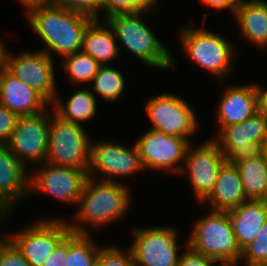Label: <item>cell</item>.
Segmentation results:
<instances>
[{
    "label": "cell",
    "instance_id": "cell-1",
    "mask_svg": "<svg viewBox=\"0 0 267 266\" xmlns=\"http://www.w3.org/2000/svg\"><path fill=\"white\" fill-rule=\"evenodd\" d=\"M26 18L34 33L44 42L41 49L52 57H61L81 50L88 25L95 19L90 15L58 5L55 1L36 4L26 9Z\"/></svg>",
    "mask_w": 267,
    "mask_h": 266
},
{
    "label": "cell",
    "instance_id": "cell-2",
    "mask_svg": "<svg viewBox=\"0 0 267 266\" xmlns=\"http://www.w3.org/2000/svg\"><path fill=\"white\" fill-rule=\"evenodd\" d=\"M130 194V188L120 181L107 182L88 177L77 204L75 222L67 220L71 232L90 234L89 226L97 230L120 220L131 207Z\"/></svg>",
    "mask_w": 267,
    "mask_h": 266
},
{
    "label": "cell",
    "instance_id": "cell-3",
    "mask_svg": "<svg viewBox=\"0 0 267 266\" xmlns=\"http://www.w3.org/2000/svg\"><path fill=\"white\" fill-rule=\"evenodd\" d=\"M152 11L116 14L104 22L113 30L119 40L118 45L121 42L140 62L156 69H174L176 59L142 19L143 15H150Z\"/></svg>",
    "mask_w": 267,
    "mask_h": 266
},
{
    "label": "cell",
    "instance_id": "cell-4",
    "mask_svg": "<svg viewBox=\"0 0 267 266\" xmlns=\"http://www.w3.org/2000/svg\"><path fill=\"white\" fill-rule=\"evenodd\" d=\"M204 24L205 21L200 28L194 26L180 28L181 48L191 62L211 72L218 80H222L233 71V58L237 56L236 46H232L222 35L205 30Z\"/></svg>",
    "mask_w": 267,
    "mask_h": 266
},
{
    "label": "cell",
    "instance_id": "cell-5",
    "mask_svg": "<svg viewBox=\"0 0 267 266\" xmlns=\"http://www.w3.org/2000/svg\"><path fill=\"white\" fill-rule=\"evenodd\" d=\"M192 229L187 244L195 251L219 264H239V248L228 212L210 211L199 218Z\"/></svg>",
    "mask_w": 267,
    "mask_h": 266
},
{
    "label": "cell",
    "instance_id": "cell-6",
    "mask_svg": "<svg viewBox=\"0 0 267 266\" xmlns=\"http://www.w3.org/2000/svg\"><path fill=\"white\" fill-rule=\"evenodd\" d=\"M46 163L88 169L91 141L82 125L63 120L52 109Z\"/></svg>",
    "mask_w": 267,
    "mask_h": 266
},
{
    "label": "cell",
    "instance_id": "cell-7",
    "mask_svg": "<svg viewBox=\"0 0 267 266\" xmlns=\"http://www.w3.org/2000/svg\"><path fill=\"white\" fill-rule=\"evenodd\" d=\"M167 226L132 228L134 241L129 249L135 266H178V249L184 250L187 242L184 246L177 243V229Z\"/></svg>",
    "mask_w": 267,
    "mask_h": 266
},
{
    "label": "cell",
    "instance_id": "cell-8",
    "mask_svg": "<svg viewBox=\"0 0 267 266\" xmlns=\"http://www.w3.org/2000/svg\"><path fill=\"white\" fill-rule=\"evenodd\" d=\"M71 232L64 218L37 221L25 230L7 235L30 266H42L57 245Z\"/></svg>",
    "mask_w": 267,
    "mask_h": 266
},
{
    "label": "cell",
    "instance_id": "cell-9",
    "mask_svg": "<svg viewBox=\"0 0 267 266\" xmlns=\"http://www.w3.org/2000/svg\"><path fill=\"white\" fill-rule=\"evenodd\" d=\"M145 112L152 122L151 130L186 139L198 131L194 109L182 97L172 93L150 97Z\"/></svg>",
    "mask_w": 267,
    "mask_h": 266
},
{
    "label": "cell",
    "instance_id": "cell-10",
    "mask_svg": "<svg viewBox=\"0 0 267 266\" xmlns=\"http://www.w3.org/2000/svg\"><path fill=\"white\" fill-rule=\"evenodd\" d=\"M50 118L51 113L46 109L17 119L16 127L6 144L26 168L29 167L28 163L40 165L46 162Z\"/></svg>",
    "mask_w": 267,
    "mask_h": 266
},
{
    "label": "cell",
    "instance_id": "cell-11",
    "mask_svg": "<svg viewBox=\"0 0 267 266\" xmlns=\"http://www.w3.org/2000/svg\"><path fill=\"white\" fill-rule=\"evenodd\" d=\"M226 161L227 159L212 138L195 147L189 144L179 175L187 174L199 203L213 191L218 172Z\"/></svg>",
    "mask_w": 267,
    "mask_h": 266
},
{
    "label": "cell",
    "instance_id": "cell-12",
    "mask_svg": "<svg viewBox=\"0 0 267 266\" xmlns=\"http://www.w3.org/2000/svg\"><path fill=\"white\" fill-rule=\"evenodd\" d=\"M139 155L145 171L162 170L179 175L185 160L190 139L148 129L136 139ZM182 166H181V165Z\"/></svg>",
    "mask_w": 267,
    "mask_h": 266
},
{
    "label": "cell",
    "instance_id": "cell-13",
    "mask_svg": "<svg viewBox=\"0 0 267 266\" xmlns=\"http://www.w3.org/2000/svg\"><path fill=\"white\" fill-rule=\"evenodd\" d=\"M101 141L91 143L88 177H96L93 174L97 171L98 174L102 173V178L106 177L101 178L102 181L118 182L115 180L117 177H129L130 174L145 170L136 144L125 147L115 141Z\"/></svg>",
    "mask_w": 267,
    "mask_h": 266
},
{
    "label": "cell",
    "instance_id": "cell-14",
    "mask_svg": "<svg viewBox=\"0 0 267 266\" xmlns=\"http://www.w3.org/2000/svg\"><path fill=\"white\" fill-rule=\"evenodd\" d=\"M40 166V170L29 176V194L39 191L53 196L58 201L77 206L88 178V169L58 166L46 162Z\"/></svg>",
    "mask_w": 267,
    "mask_h": 266
},
{
    "label": "cell",
    "instance_id": "cell-15",
    "mask_svg": "<svg viewBox=\"0 0 267 266\" xmlns=\"http://www.w3.org/2000/svg\"><path fill=\"white\" fill-rule=\"evenodd\" d=\"M53 59L42 50L9 55L6 48L3 66L15 77L38 91L50 104L56 91Z\"/></svg>",
    "mask_w": 267,
    "mask_h": 266
},
{
    "label": "cell",
    "instance_id": "cell-16",
    "mask_svg": "<svg viewBox=\"0 0 267 266\" xmlns=\"http://www.w3.org/2000/svg\"><path fill=\"white\" fill-rule=\"evenodd\" d=\"M267 138V118L259 111L244 122L222 127L212 139L227 160L258 152Z\"/></svg>",
    "mask_w": 267,
    "mask_h": 266
},
{
    "label": "cell",
    "instance_id": "cell-17",
    "mask_svg": "<svg viewBox=\"0 0 267 266\" xmlns=\"http://www.w3.org/2000/svg\"><path fill=\"white\" fill-rule=\"evenodd\" d=\"M0 103L18 116L34 115L46 110L50 103L34 88L0 69Z\"/></svg>",
    "mask_w": 267,
    "mask_h": 266
},
{
    "label": "cell",
    "instance_id": "cell-18",
    "mask_svg": "<svg viewBox=\"0 0 267 266\" xmlns=\"http://www.w3.org/2000/svg\"><path fill=\"white\" fill-rule=\"evenodd\" d=\"M28 169L12 154L7 144H0V206L9 213L13 206L29 196Z\"/></svg>",
    "mask_w": 267,
    "mask_h": 266
},
{
    "label": "cell",
    "instance_id": "cell-19",
    "mask_svg": "<svg viewBox=\"0 0 267 266\" xmlns=\"http://www.w3.org/2000/svg\"><path fill=\"white\" fill-rule=\"evenodd\" d=\"M216 109L219 128L244 122L258 112L256 83L227 86Z\"/></svg>",
    "mask_w": 267,
    "mask_h": 266
},
{
    "label": "cell",
    "instance_id": "cell-20",
    "mask_svg": "<svg viewBox=\"0 0 267 266\" xmlns=\"http://www.w3.org/2000/svg\"><path fill=\"white\" fill-rule=\"evenodd\" d=\"M246 201L239 170L227 160L218 172L213 191L202 203H210L212 211L228 212Z\"/></svg>",
    "mask_w": 267,
    "mask_h": 266
},
{
    "label": "cell",
    "instance_id": "cell-21",
    "mask_svg": "<svg viewBox=\"0 0 267 266\" xmlns=\"http://www.w3.org/2000/svg\"><path fill=\"white\" fill-rule=\"evenodd\" d=\"M237 244L241 251L258 235L267 221V200H248L228 211Z\"/></svg>",
    "mask_w": 267,
    "mask_h": 266
},
{
    "label": "cell",
    "instance_id": "cell-22",
    "mask_svg": "<svg viewBox=\"0 0 267 266\" xmlns=\"http://www.w3.org/2000/svg\"><path fill=\"white\" fill-rule=\"evenodd\" d=\"M240 35L264 50L267 47V2L265 0H239L234 14Z\"/></svg>",
    "mask_w": 267,
    "mask_h": 266
},
{
    "label": "cell",
    "instance_id": "cell-23",
    "mask_svg": "<svg viewBox=\"0 0 267 266\" xmlns=\"http://www.w3.org/2000/svg\"><path fill=\"white\" fill-rule=\"evenodd\" d=\"M106 26H105V25ZM94 19L85 30L81 51L88 54L101 65H108L120 55L118 40L109 25Z\"/></svg>",
    "mask_w": 267,
    "mask_h": 266
},
{
    "label": "cell",
    "instance_id": "cell-24",
    "mask_svg": "<svg viewBox=\"0 0 267 266\" xmlns=\"http://www.w3.org/2000/svg\"><path fill=\"white\" fill-rule=\"evenodd\" d=\"M231 161L239 170L247 200H267V165L262 156L256 152Z\"/></svg>",
    "mask_w": 267,
    "mask_h": 266
},
{
    "label": "cell",
    "instance_id": "cell-25",
    "mask_svg": "<svg viewBox=\"0 0 267 266\" xmlns=\"http://www.w3.org/2000/svg\"><path fill=\"white\" fill-rule=\"evenodd\" d=\"M73 92L68 99L63 102L61 96L56 95L53 102L50 104L53 111L63 120L77 123L82 125V122H86L94 117L97 113V100L95 94L90 87L84 89L79 88Z\"/></svg>",
    "mask_w": 267,
    "mask_h": 266
},
{
    "label": "cell",
    "instance_id": "cell-26",
    "mask_svg": "<svg viewBox=\"0 0 267 266\" xmlns=\"http://www.w3.org/2000/svg\"><path fill=\"white\" fill-rule=\"evenodd\" d=\"M90 235L74 232L67 235L66 266H93L101 246L97 245Z\"/></svg>",
    "mask_w": 267,
    "mask_h": 266
},
{
    "label": "cell",
    "instance_id": "cell-27",
    "mask_svg": "<svg viewBox=\"0 0 267 266\" xmlns=\"http://www.w3.org/2000/svg\"><path fill=\"white\" fill-rule=\"evenodd\" d=\"M90 89L99 94L105 101L116 102L125 91V78L121 71L108 65H101L94 76Z\"/></svg>",
    "mask_w": 267,
    "mask_h": 266
},
{
    "label": "cell",
    "instance_id": "cell-28",
    "mask_svg": "<svg viewBox=\"0 0 267 266\" xmlns=\"http://www.w3.org/2000/svg\"><path fill=\"white\" fill-rule=\"evenodd\" d=\"M63 59H65L62 64L63 69L75 84L92 82L101 66L98 61L81 50L64 56Z\"/></svg>",
    "mask_w": 267,
    "mask_h": 266
},
{
    "label": "cell",
    "instance_id": "cell-29",
    "mask_svg": "<svg viewBox=\"0 0 267 266\" xmlns=\"http://www.w3.org/2000/svg\"><path fill=\"white\" fill-rule=\"evenodd\" d=\"M156 0H101L100 13L103 19L126 13L156 10Z\"/></svg>",
    "mask_w": 267,
    "mask_h": 266
},
{
    "label": "cell",
    "instance_id": "cell-30",
    "mask_svg": "<svg viewBox=\"0 0 267 266\" xmlns=\"http://www.w3.org/2000/svg\"><path fill=\"white\" fill-rule=\"evenodd\" d=\"M242 259L246 266H267V221L256 238L242 250Z\"/></svg>",
    "mask_w": 267,
    "mask_h": 266
},
{
    "label": "cell",
    "instance_id": "cell-31",
    "mask_svg": "<svg viewBox=\"0 0 267 266\" xmlns=\"http://www.w3.org/2000/svg\"><path fill=\"white\" fill-rule=\"evenodd\" d=\"M98 258L105 266H135L129 247L124 253L119 247L101 246Z\"/></svg>",
    "mask_w": 267,
    "mask_h": 266
},
{
    "label": "cell",
    "instance_id": "cell-32",
    "mask_svg": "<svg viewBox=\"0 0 267 266\" xmlns=\"http://www.w3.org/2000/svg\"><path fill=\"white\" fill-rule=\"evenodd\" d=\"M0 237V266H30L21 252L7 238L6 234Z\"/></svg>",
    "mask_w": 267,
    "mask_h": 266
},
{
    "label": "cell",
    "instance_id": "cell-33",
    "mask_svg": "<svg viewBox=\"0 0 267 266\" xmlns=\"http://www.w3.org/2000/svg\"><path fill=\"white\" fill-rule=\"evenodd\" d=\"M55 2L66 9L90 15L95 19L100 18L101 0H55Z\"/></svg>",
    "mask_w": 267,
    "mask_h": 266
},
{
    "label": "cell",
    "instance_id": "cell-34",
    "mask_svg": "<svg viewBox=\"0 0 267 266\" xmlns=\"http://www.w3.org/2000/svg\"><path fill=\"white\" fill-rule=\"evenodd\" d=\"M19 116L0 103V144H6L16 127Z\"/></svg>",
    "mask_w": 267,
    "mask_h": 266
},
{
    "label": "cell",
    "instance_id": "cell-35",
    "mask_svg": "<svg viewBox=\"0 0 267 266\" xmlns=\"http://www.w3.org/2000/svg\"><path fill=\"white\" fill-rule=\"evenodd\" d=\"M214 263L218 262L195 251L187 244L186 250L181 252L178 266H217Z\"/></svg>",
    "mask_w": 267,
    "mask_h": 266
},
{
    "label": "cell",
    "instance_id": "cell-36",
    "mask_svg": "<svg viewBox=\"0 0 267 266\" xmlns=\"http://www.w3.org/2000/svg\"><path fill=\"white\" fill-rule=\"evenodd\" d=\"M67 236L57 245L55 250L47 257L42 266H66L67 262Z\"/></svg>",
    "mask_w": 267,
    "mask_h": 266
},
{
    "label": "cell",
    "instance_id": "cell-37",
    "mask_svg": "<svg viewBox=\"0 0 267 266\" xmlns=\"http://www.w3.org/2000/svg\"><path fill=\"white\" fill-rule=\"evenodd\" d=\"M203 4L216 8L218 10L229 9L231 14H234L235 8L238 5L239 0H201Z\"/></svg>",
    "mask_w": 267,
    "mask_h": 266
},
{
    "label": "cell",
    "instance_id": "cell-38",
    "mask_svg": "<svg viewBox=\"0 0 267 266\" xmlns=\"http://www.w3.org/2000/svg\"><path fill=\"white\" fill-rule=\"evenodd\" d=\"M258 111L267 118V89L265 90L259 84L257 85Z\"/></svg>",
    "mask_w": 267,
    "mask_h": 266
},
{
    "label": "cell",
    "instance_id": "cell-39",
    "mask_svg": "<svg viewBox=\"0 0 267 266\" xmlns=\"http://www.w3.org/2000/svg\"><path fill=\"white\" fill-rule=\"evenodd\" d=\"M258 153L262 156L263 161L267 165V138L260 144Z\"/></svg>",
    "mask_w": 267,
    "mask_h": 266
},
{
    "label": "cell",
    "instance_id": "cell-40",
    "mask_svg": "<svg viewBox=\"0 0 267 266\" xmlns=\"http://www.w3.org/2000/svg\"><path fill=\"white\" fill-rule=\"evenodd\" d=\"M25 9L32 5L46 3L47 0H17Z\"/></svg>",
    "mask_w": 267,
    "mask_h": 266
},
{
    "label": "cell",
    "instance_id": "cell-41",
    "mask_svg": "<svg viewBox=\"0 0 267 266\" xmlns=\"http://www.w3.org/2000/svg\"><path fill=\"white\" fill-rule=\"evenodd\" d=\"M4 46L5 45L0 40V69L3 67V63H4V54H5V50H6V48Z\"/></svg>",
    "mask_w": 267,
    "mask_h": 266
},
{
    "label": "cell",
    "instance_id": "cell-42",
    "mask_svg": "<svg viewBox=\"0 0 267 266\" xmlns=\"http://www.w3.org/2000/svg\"><path fill=\"white\" fill-rule=\"evenodd\" d=\"M9 214L11 213H9L3 206H0V219L6 218L5 216L8 217Z\"/></svg>",
    "mask_w": 267,
    "mask_h": 266
},
{
    "label": "cell",
    "instance_id": "cell-43",
    "mask_svg": "<svg viewBox=\"0 0 267 266\" xmlns=\"http://www.w3.org/2000/svg\"><path fill=\"white\" fill-rule=\"evenodd\" d=\"M93 266H105V264L99 258H97Z\"/></svg>",
    "mask_w": 267,
    "mask_h": 266
},
{
    "label": "cell",
    "instance_id": "cell-44",
    "mask_svg": "<svg viewBox=\"0 0 267 266\" xmlns=\"http://www.w3.org/2000/svg\"><path fill=\"white\" fill-rule=\"evenodd\" d=\"M218 266H238V264H218Z\"/></svg>",
    "mask_w": 267,
    "mask_h": 266
}]
</instances>
